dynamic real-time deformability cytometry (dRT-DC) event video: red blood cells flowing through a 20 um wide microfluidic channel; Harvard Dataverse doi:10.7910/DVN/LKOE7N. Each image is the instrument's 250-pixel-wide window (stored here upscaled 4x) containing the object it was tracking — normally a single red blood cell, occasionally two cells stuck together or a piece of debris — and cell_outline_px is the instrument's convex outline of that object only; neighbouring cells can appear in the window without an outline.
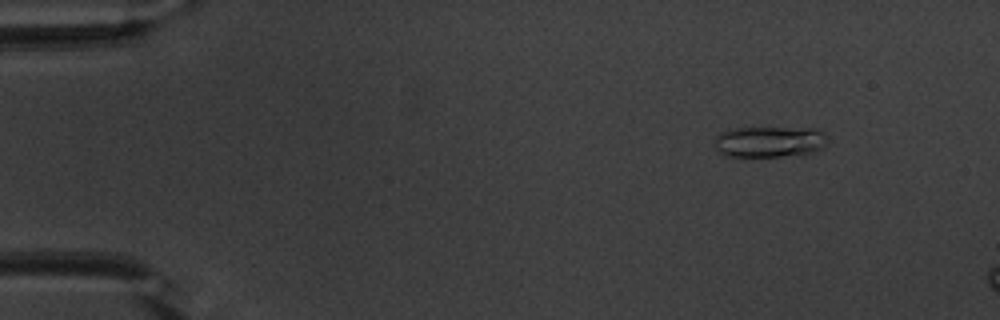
{"species": "common noctule bat (a hibernating species)", "species_latin": "Nyctalus noctula", "temperature_condition": "warm", "stored_images_in_passage": 14, "camera_frame_rate_fps": 3000, "um_per_image_px": 0.085, "animal": {"sex": "male", "body_mass_g": 20.1, "forearm_length_mm": 53.5}, "frame": {"image": 1, "passage_image": 7, "time_ms": 2.0, "image_size_px": [1000, 320], "cell_outline_px": [[828, 140], [824, 148], [812, 152], [780, 156], [724, 156], [716, 148], [712, 140], [720, 132], [736, 128], [820, 128], [828, 136]], "centroid_in_image_um": [65.43, 12.03], "position_along_channel_um": 19.6, "area_um2": 20.63}}